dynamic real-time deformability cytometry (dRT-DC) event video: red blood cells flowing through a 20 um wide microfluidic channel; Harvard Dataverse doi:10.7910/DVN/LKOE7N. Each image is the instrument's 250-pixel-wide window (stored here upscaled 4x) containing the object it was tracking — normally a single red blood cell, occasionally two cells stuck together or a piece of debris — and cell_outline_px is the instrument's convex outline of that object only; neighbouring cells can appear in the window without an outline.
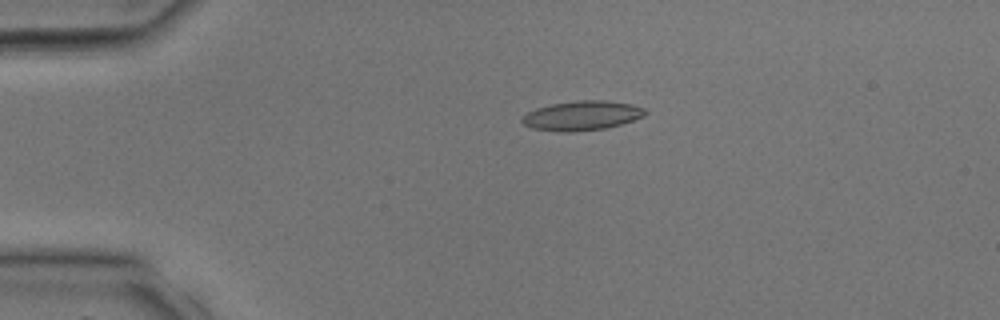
{"species": "common noctule bat (a hibernating species)", "species_latin": "Nyctalus noctula", "temperature_condition": "room temperature", "stored_images_in_passage": 23, "camera_frame_rate_fps": 3000, "um_per_image_px": 0.085, "animal": {"sex": "male", "body_mass_g": 17.9, "forearm_length_mm": 54.2}, "frame": {"image": 1, "passage_image": 8, "time_ms": 2.333, "image_size_px": [1000, 320], "cell_outline_px": [[648, 112], [644, 116], [608, 128], [576, 132], [560, 132], [532, 128], [524, 124], [520, 120], [528, 112], [536, 108], [552, 104], [580, 100], [604, 100], [632, 104], [644, 108]], "centroid_in_image_um": [49.48, 9.83], "position_along_channel_um": 35.5, "area_um2": 21.15}}
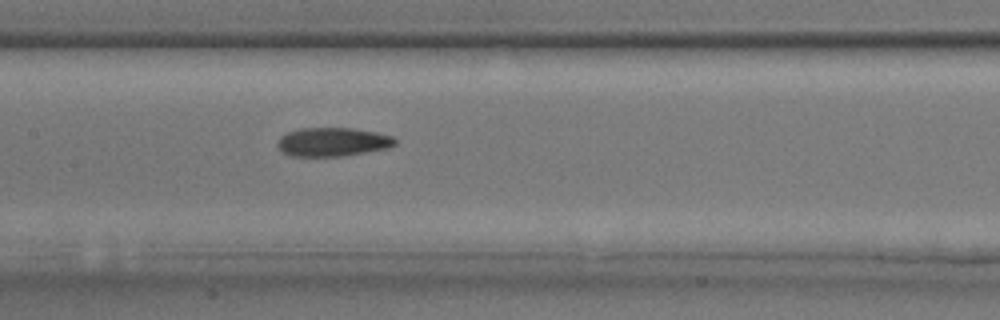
{"frame": {"image": 2, "passage_image": 17, "time_ms": 5.333, "image_size_px": [1000, 320], "cell_outline_px": [[396, 144], [388, 148], [344, 156], [292, 156], [284, 152], [276, 144], [280, 136], [288, 132], [300, 128], [352, 128], [376, 132], [392, 136], [396, 140]], "centroid_in_image_um": [28.28, 12.06], "position_along_channel_um": 179.1, "area_um2": 19.65}}
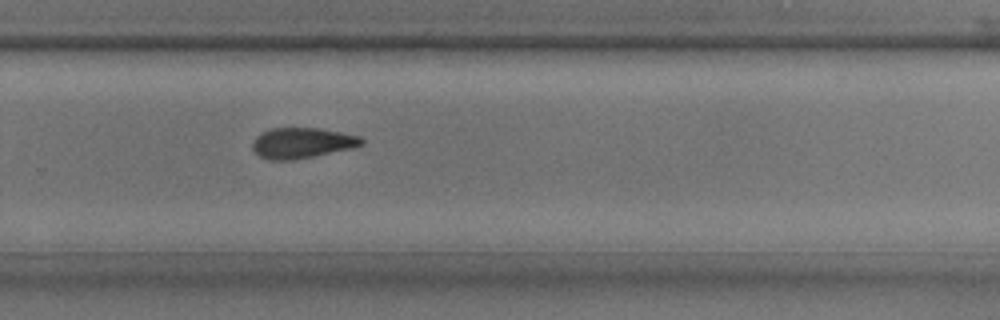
{"frame": {"image": 3, "passage_image": 23, "time_ms": 7.333, "image_size_px": [1000, 320], "cell_outline_px": [[364, 144], [356, 148], [292, 160], [268, 160], [260, 156], [252, 148], [252, 140], [260, 132], [272, 128], [316, 128], [340, 132], [360, 136], [364, 140]], "centroid_in_image_um": [25.68, 12.15], "position_along_channel_um": 304.1, "area_um2": 19.59}}